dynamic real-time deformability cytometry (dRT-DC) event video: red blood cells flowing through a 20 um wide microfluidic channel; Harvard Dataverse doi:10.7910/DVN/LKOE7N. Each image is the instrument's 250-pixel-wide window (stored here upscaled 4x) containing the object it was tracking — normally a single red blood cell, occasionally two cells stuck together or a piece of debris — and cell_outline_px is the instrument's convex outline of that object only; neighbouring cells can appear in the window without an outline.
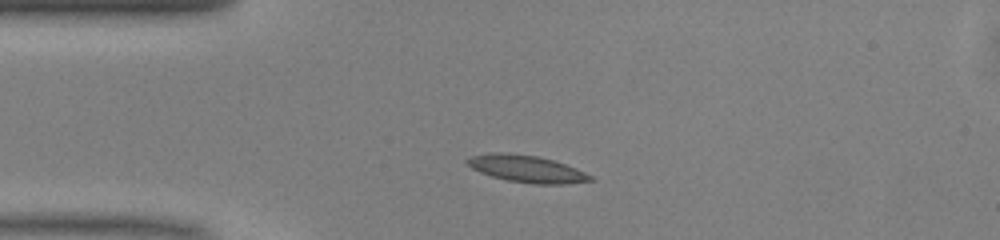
{"species": "common noctule bat (a hibernating species)", "species_latin": "Nyctalus noctula", "temperature_condition": "warm", "stored_images_in_passage": 45, "camera_frame_rate_fps": 3000, "um_per_image_px": 0.085, "animal": {"sex": "male", "body_mass_g": 13.0, "forearm_length_mm": 53.1}, "frame": {"image": 1, "passage_image": 7, "time_ms": 2.0, "image_size_px": [1000, 240], "cell_outline_px": [[596, 180], [568, 184], [532, 184], [508, 180], [492, 176], [480, 172], [472, 168], [464, 160], [472, 156], [488, 152], [508, 152], [536, 156], [552, 160], [576, 168], [592, 176]], "centroid_in_image_um": [44.76, 14.35], "position_along_channel_um": 40.2, "area_um2": 19.42}}
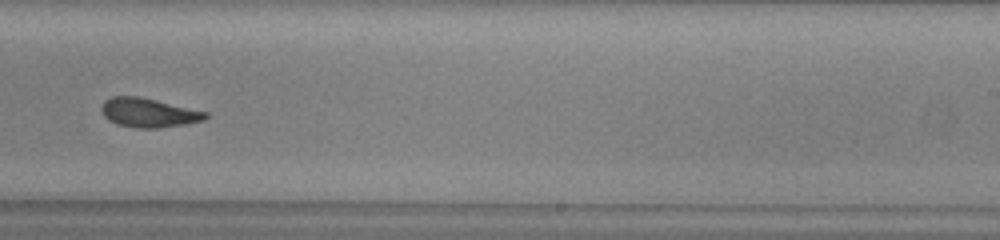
{"frame": {"image": 2, "passage_image": 26, "time_ms": 8.333, "image_size_px": [1000, 240], "cell_outline_px": [[208, 116], [204, 120], [184, 124], [160, 128], [136, 128], [116, 124], [108, 120], [104, 116], [100, 108], [104, 100], [112, 96], [140, 96], [208, 112]], "centroid_in_image_um": [12.6, 9.57], "position_along_channel_um": 276.4, "area_um2": 17.8}}
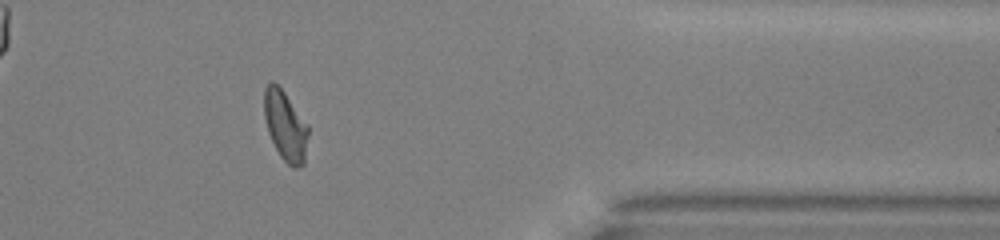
{"frame": {"image": 3, "passage_image": 36, "time_ms": 11.667, "image_size_px": [1000, 240], "cell_outline_px": [[308, 136], [304, 164], [296, 168], [292, 168], [280, 156], [268, 132], [264, 116], [264, 88], [268, 80], [272, 80], [284, 92], [308, 124]], "centroid_in_image_um": [24.25, 10.68], "position_along_channel_um": 387.2, "area_um2": 17.98}, "authors_computed_cell_mechanics": {"area_um2": 17.9758, "velocity_mm_per_s": 4.0695, "shape_relaxation_time_tau1_ms": null, "shape_relaxation_time_tau2_ms": 3.8943, "deformation_change_tau1": null, "deformation_change_tau2": 0.0849}}